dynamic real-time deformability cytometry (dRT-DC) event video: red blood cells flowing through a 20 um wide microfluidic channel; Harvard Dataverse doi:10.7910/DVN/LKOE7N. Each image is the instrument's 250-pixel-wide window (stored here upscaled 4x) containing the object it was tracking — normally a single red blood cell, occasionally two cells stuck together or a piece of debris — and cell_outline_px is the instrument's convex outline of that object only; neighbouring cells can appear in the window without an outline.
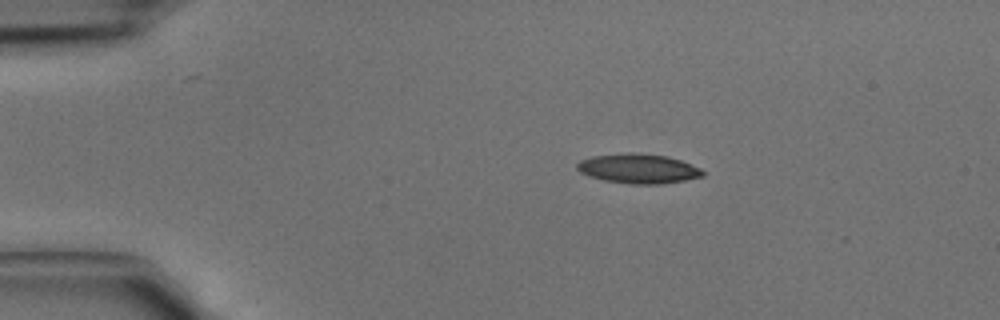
{"species": "common noctule bat (a hibernating species)", "species_latin": "Nyctalus noctula", "temperature_condition": "cold", "stored_images_in_passage": 42, "camera_frame_rate_fps": 3000, "um_per_image_px": 0.085, "animal": {"sex": "male", "body_mass_g": 15.6}, "frame": {"image": 1, "passage_image": 7, "time_ms": 2.0, "image_size_px": [1000, 320], "cell_outline_px": [[704, 176], [684, 180], [660, 184], [628, 184], [604, 180], [588, 176], [580, 172], [576, 168], [576, 164], [580, 160], [592, 156], [668, 156], [680, 160], [700, 168], [704, 172]], "centroid_in_image_um": [54.27, 14.39], "position_along_channel_um": 30.7, "area_um2": 20.58}}
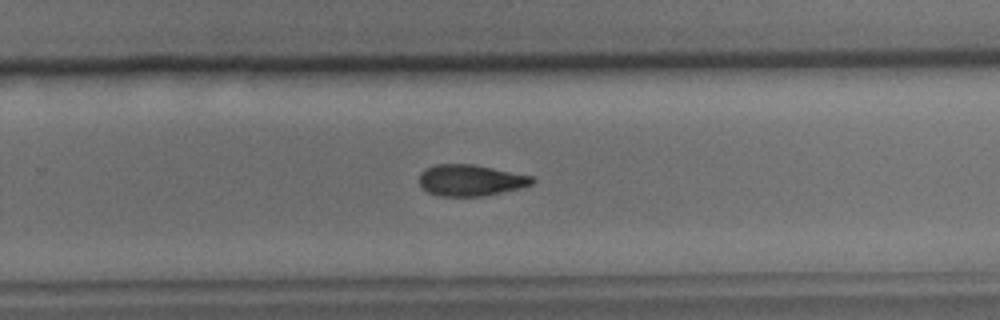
{"frame": {"image": 2, "passage_image": 27, "time_ms": 8.667, "image_size_px": [1000, 320], "cell_outline_px": [[536, 180], [532, 184], [520, 188], [480, 196], [440, 196], [428, 192], [420, 184], [420, 172], [424, 168], [436, 164], [472, 164], [532, 176]], "centroid_in_image_um": [39.97, 15.31], "position_along_channel_um": 289.8, "area_um2": 20.4}}
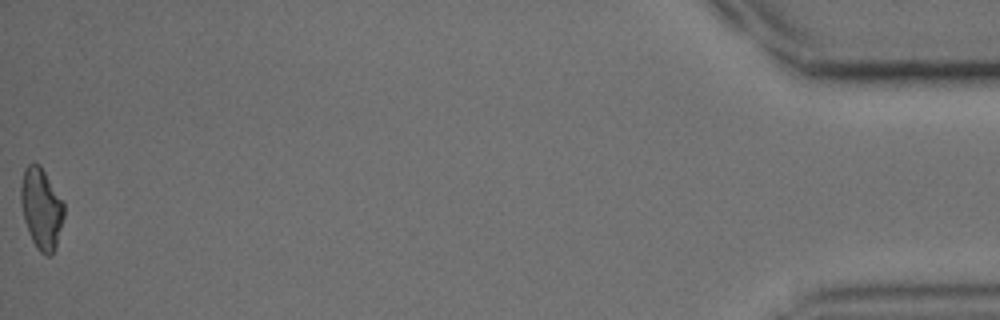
{"frame": {"image": 3, "passage_image": 42, "time_ms": 13.667, "image_size_px": [1000, 320], "cell_outline_px": [[64, 216], [56, 248], [52, 256], [44, 256], [36, 248], [28, 232], [24, 220], [20, 200], [20, 184], [24, 168], [32, 160], [40, 164], [64, 204]], "centroid_in_image_um": [3.49, 17.73], "position_along_channel_um": 431.7, "area_um2": 20.69}}